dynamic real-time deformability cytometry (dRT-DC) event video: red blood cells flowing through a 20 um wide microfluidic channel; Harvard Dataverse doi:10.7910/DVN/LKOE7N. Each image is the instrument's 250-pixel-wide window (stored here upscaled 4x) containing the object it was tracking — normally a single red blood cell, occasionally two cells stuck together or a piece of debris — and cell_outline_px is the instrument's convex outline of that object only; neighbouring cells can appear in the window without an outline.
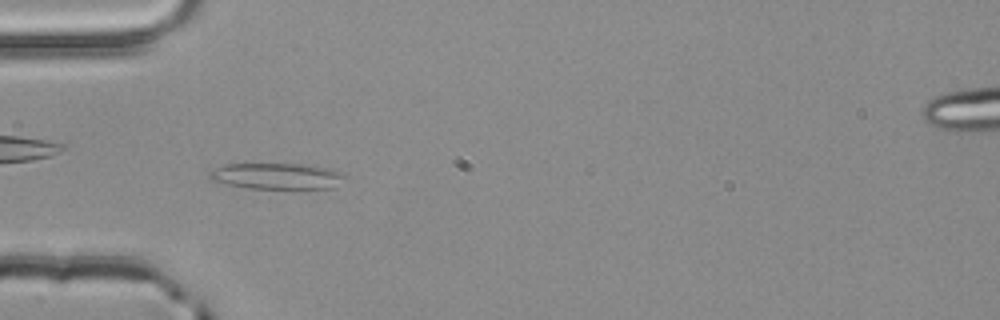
{"species": "common noctule bat (a hibernating species)", "species_latin": "Nyctalus noctula", "temperature_condition": "room temperature", "stored_images_in_passage": 53, "camera_frame_rate_fps": 3000, "um_per_image_px": 0.085, "animal": {"sex": "male", "body_mass_g": 20.4}, "frame": {"image": 1, "passage_image": 16, "time_ms": 5.0, "image_size_px": [1000, 320], "cell_outline_px": [[348, 176], [332, 188], [248, 188], [208, 180], [208, 172], [224, 164], [308, 164], [328, 168]], "centroid_in_image_um": [23.49, 14.96], "position_along_channel_um": 61.5, "area_um2": 20.52}}
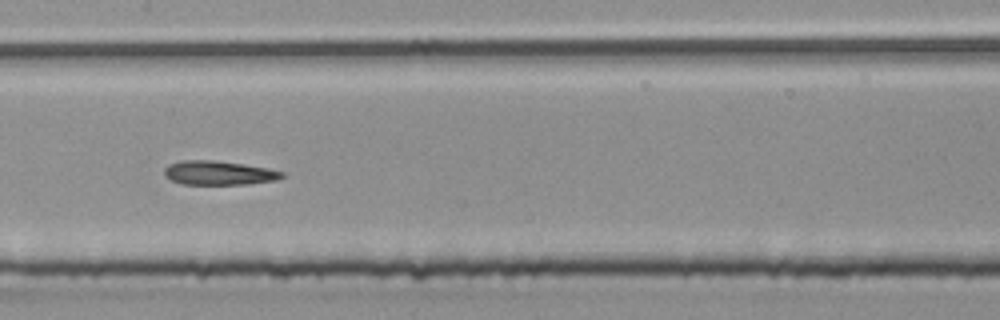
{"frame": {"image": 2, "passage_image": 26, "time_ms": 8.333, "image_size_px": [1000, 320], "cell_outline_px": [[284, 176], [276, 180], [244, 184], [184, 184], [172, 180], [164, 176], [164, 168], [168, 164], [180, 160], [212, 160], [244, 164], [268, 168], [284, 172]], "centroid_in_image_um": [18.57, 14.69], "position_along_channel_um": 188.8, "area_um2": 16.47}}
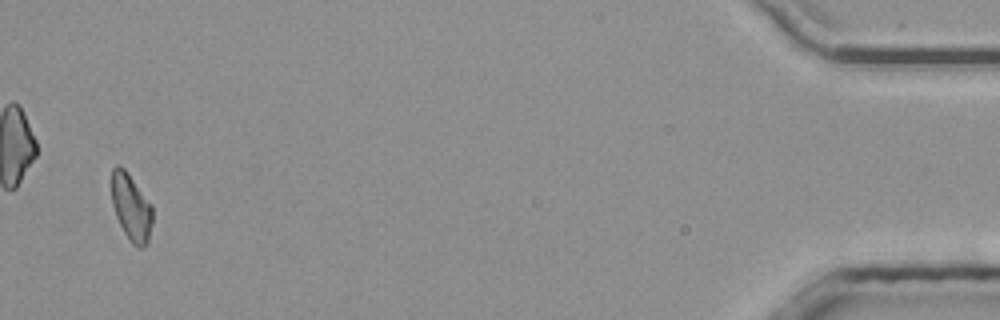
{"frame": {"image": 3, "passage_image": 51, "time_ms": 16.667, "image_size_px": [1000, 320], "cell_outline_px": [[152, 224], [148, 240], [144, 248], [140, 248], [132, 244], [124, 232], [116, 216], [112, 204], [112, 168], [116, 164], [120, 164], [124, 168], [152, 204]], "centroid_in_image_um": [11.15, 17.62], "position_along_channel_um": 424.0, "area_um2": 15.95}, "authors_computed_cell_mechanics": {"area_um2": 16.6464, "velocity_mm_per_s": 3.9123, "shape_relaxation_time_tau1_ms": 5.7837, "shape_relaxation_time_tau2_ms": 3.2112, "deformation_change_tau1": 0.1526, "deformation_change_tau2": 0.1111}}